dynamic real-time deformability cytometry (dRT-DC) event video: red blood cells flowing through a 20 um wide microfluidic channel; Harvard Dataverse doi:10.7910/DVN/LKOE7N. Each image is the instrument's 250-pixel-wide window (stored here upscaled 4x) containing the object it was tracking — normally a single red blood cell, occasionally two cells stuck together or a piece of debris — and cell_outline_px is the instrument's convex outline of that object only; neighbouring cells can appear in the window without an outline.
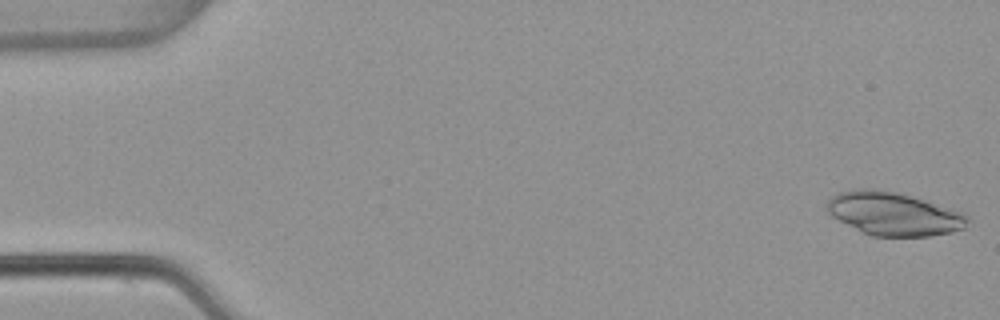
{"species": "common noctule bat (a hibernating species)", "species_latin": "Nyctalus noctula", "temperature_condition": "warm", "stored_images_in_passage": 5, "camera_frame_rate_fps": 3000, "um_per_image_px": 0.085, "animal": {"sex": "female", "body_mass_g": 22.7, "forearm_length_mm": 54.2}, "frame": {"image": 1, "passage_image": 1, "time_ms": 0.0, "image_size_px": [1000, 320], "cell_outline_px": [[968, 220], [964, 228], [952, 232], [928, 236], [872, 236], [832, 216], [828, 212], [828, 200], [832, 196], [840, 192], [860, 188], [864, 188], [896, 192], [964, 212], [968, 216]], "centroid_in_image_um": [75.99, 18.18], "position_along_channel_um": 9.0, "area_um2": 34.8}}